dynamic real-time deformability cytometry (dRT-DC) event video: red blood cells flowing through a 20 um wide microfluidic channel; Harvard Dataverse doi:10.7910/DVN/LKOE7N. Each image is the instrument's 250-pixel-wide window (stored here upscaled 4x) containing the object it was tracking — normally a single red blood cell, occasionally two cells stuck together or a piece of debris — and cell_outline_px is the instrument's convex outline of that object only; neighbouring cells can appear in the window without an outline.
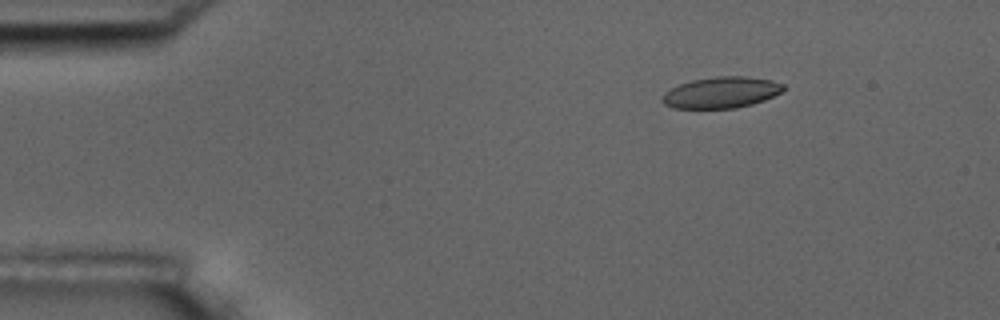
{"species": "common noctule bat (a hibernating species)", "species_latin": "Nyctalus noctula", "temperature_condition": "room temperature", "stored_images_in_passage": 7, "camera_frame_rate_fps": 3000, "um_per_image_px": 0.085, "animal": {"sex": "male", "body_mass_g": 17.5, "forearm_length_mm": 52.3}, "frame": {"image": 1, "passage_image": 3, "time_ms": 0.667, "image_size_px": [1000, 320], "cell_outline_px": [[784, 88], [780, 92], [764, 100], [752, 104], [736, 108], [676, 108], [664, 104], [660, 100], [664, 92], [680, 84], [692, 80], [716, 76], [744, 76], [772, 80], [784, 84]], "centroid_in_image_um": [61.29, 7.86], "position_along_channel_um": 23.7, "area_um2": 21.91}}
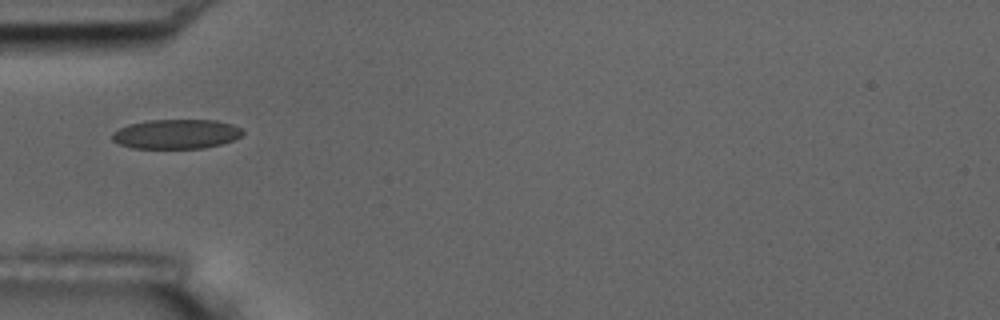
{"frame": {"image": 2, "passage_image": 6, "time_ms": 1.667, "image_size_px": [1000, 320], "cell_outline_px": [[244, 132], [240, 136], [232, 140], [220, 144], [204, 148], [132, 148], [120, 144], [112, 140], [112, 132], [128, 124], [148, 120], [216, 120], [232, 124], [240, 128]], "centroid_in_image_um": [14.96, 11.39], "position_along_channel_um": 70.0, "area_um2": 22.37}}